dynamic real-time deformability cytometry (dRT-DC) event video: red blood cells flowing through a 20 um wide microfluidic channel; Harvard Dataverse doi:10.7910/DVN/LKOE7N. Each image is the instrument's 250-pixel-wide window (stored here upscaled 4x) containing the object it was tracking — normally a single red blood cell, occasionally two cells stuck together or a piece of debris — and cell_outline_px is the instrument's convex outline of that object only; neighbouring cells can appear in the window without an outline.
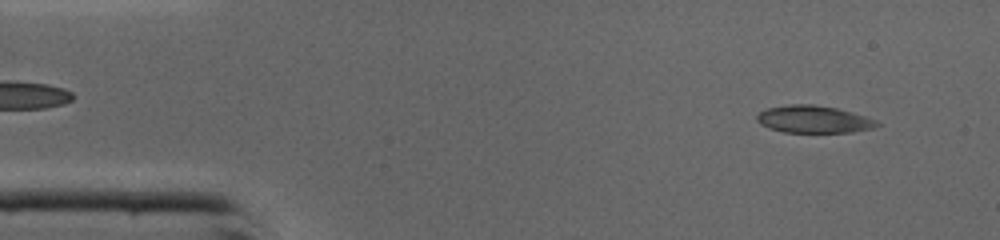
{"species": "common noctule bat (a hibernating species)", "species_latin": "Nyctalus noctula", "temperature_condition": "cold", "stored_images_in_passage": 43, "camera_frame_rate_fps": 3000, "um_per_image_px": 0.085, "animal": {"sex": "male", "body_mass_g": 19.0, "forearm_length_mm": 50.8}, "frame": {"image": 1, "passage_image": 2, "time_ms": 0.333, "image_size_px": [1000, 240], "cell_outline_px": [[880, 124], [872, 128], [852, 132], [784, 132], [768, 128], [760, 124], [756, 120], [756, 116], [760, 112], [768, 108], [788, 104], [812, 104], [836, 108], [852, 112], [876, 120]], "centroid_in_image_um": [69.13, 10.14], "position_along_channel_um": 15.9, "area_um2": 19.02}}
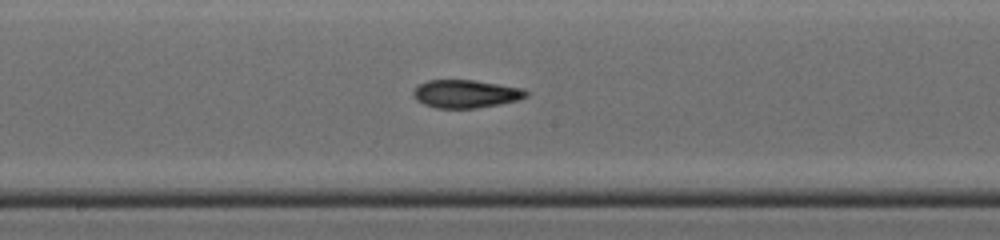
{"frame": {"image": 2, "passage_image": 21, "time_ms": 6.667, "image_size_px": [1000, 240], "cell_outline_px": [[528, 96], [520, 100], [500, 104], [476, 108], [436, 108], [424, 104], [416, 100], [412, 96], [412, 92], [420, 84], [428, 80], [472, 80], [520, 88], [528, 92]], "centroid_in_image_um": [39.57, 7.99], "position_along_channel_um": 208.6, "area_um2": 18.32}}
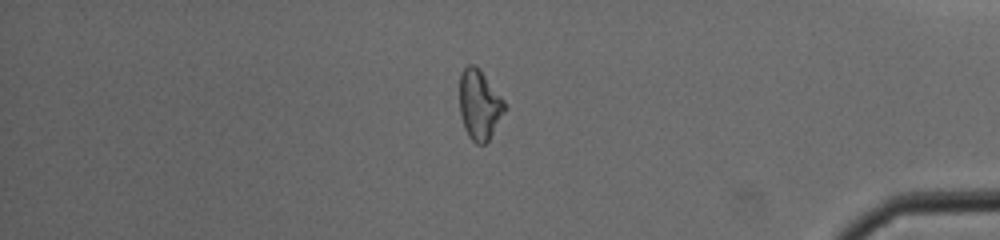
{"frame": {"image": 3, "passage_image": 36, "time_ms": 11.667, "image_size_px": [1000, 240], "cell_outline_px": [[508, 108], [488, 140], [484, 144], [476, 144], [468, 136], [464, 128], [460, 116], [460, 72], [468, 64], [476, 64], [480, 68], [504, 100]], "centroid_in_image_um": [40.76, 8.88], "position_along_channel_um": 394.4, "area_um2": 18.67}, "authors_computed_cell_mechanics": {"area_um2": 18.8428, "velocity_mm_per_s": 4.4023, "shape_relaxation_time_tau1_ms": null, "shape_relaxation_time_tau2_ms": 3.413, "deformation_change_tau1": null, "deformation_change_tau2": 0.1074}}